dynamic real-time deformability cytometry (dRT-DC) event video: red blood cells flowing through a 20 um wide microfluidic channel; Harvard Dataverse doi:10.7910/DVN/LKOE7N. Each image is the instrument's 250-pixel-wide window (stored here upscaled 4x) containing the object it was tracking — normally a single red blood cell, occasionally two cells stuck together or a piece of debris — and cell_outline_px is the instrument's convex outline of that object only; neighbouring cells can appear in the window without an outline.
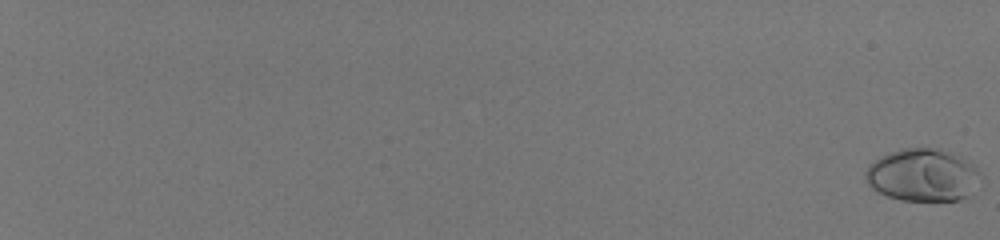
{"species": "human", "species_latin": "Homo sapiens", "temperature_condition": "room temperature", "stored_images_in_passage": 59, "camera_frame_rate_fps": 3000, "um_per_image_px": 0.085, "donor": {"sex": "male"}, "frame": {"image": 1, "passage_image": 1, "time_ms": 0.0, "image_size_px": [1000, 240], "cell_outline_px": [[976, 172], [968, 196], [960, 200], [900, 200], [888, 196], [872, 188], [868, 184], [864, 176], [864, 172], [868, 164], [880, 156], [888, 152], [900, 148], [940, 148], [976, 164]], "centroid_in_image_um": [78.31, 14.85], "position_along_channel_um": 6.7, "area_um2": 34.74}}
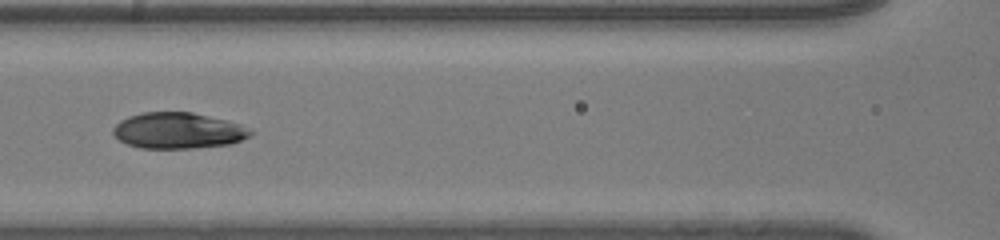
{"frame": {"image": 2, "passage_image": 35, "time_ms": 11.333, "image_size_px": [1000, 240], "cell_outline_px": [[256, 132], [232, 144], [192, 148], [140, 148], [128, 144], [120, 140], [112, 132], [112, 128], [120, 120], [128, 116], [144, 112], [192, 112], [228, 120], [240, 124]], "centroid_in_image_um": [15.15, 11.09], "position_along_channel_um": 151.5, "area_um2": 28.9}}
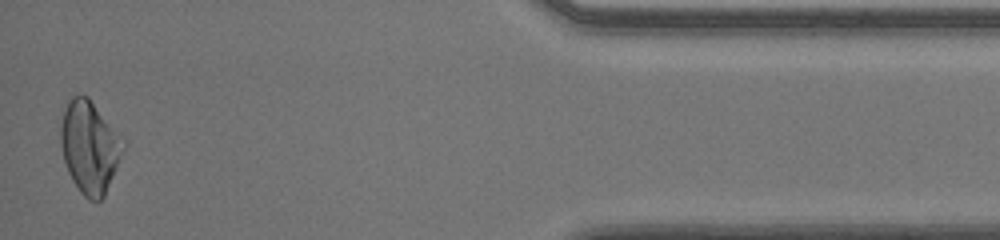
{"frame": {"image": 3, "passage_image": 59, "time_ms": 19.333, "image_size_px": [1000, 240], "cell_outline_px": [[124, 148], [104, 196], [100, 200], [88, 200], [80, 192], [72, 180], [68, 172], [64, 160], [60, 144], [60, 128], [64, 112], [68, 100], [72, 96], [88, 96], [124, 144]], "centroid_in_image_um": [7.57, 12.52], "position_along_channel_um": 427.6, "area_um2": 32.6}, "authors_computed_cell_mechanics": {"area_um2": 30.1716, "velocity_mm_per_s": 4.0522, "shape_relaxation_time_tau1_ms": 4.7174, "shape_relaxation_time_tau2_ms": null, "deformation_change_tau1": 0.2033, "deformation_change_tau2": null}}